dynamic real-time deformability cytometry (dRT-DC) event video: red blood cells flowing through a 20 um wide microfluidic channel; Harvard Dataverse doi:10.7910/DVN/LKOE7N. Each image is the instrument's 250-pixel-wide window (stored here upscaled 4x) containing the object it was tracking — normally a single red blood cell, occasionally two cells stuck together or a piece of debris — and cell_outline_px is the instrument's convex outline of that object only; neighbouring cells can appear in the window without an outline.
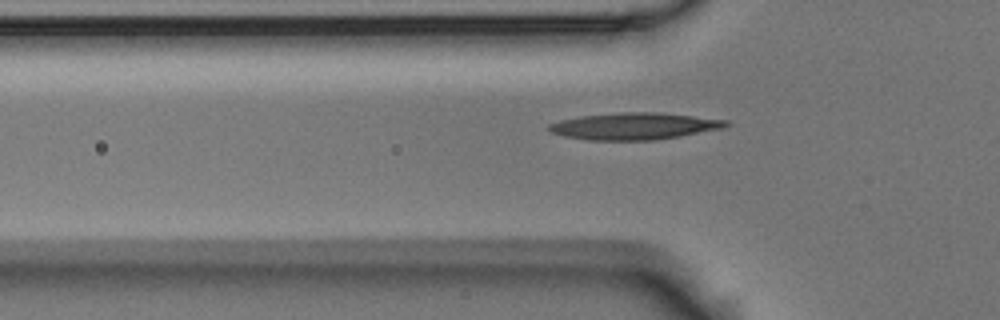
{"species": "Egyptian fruit bat (a non-hibernating species)", "species_latin": "Rousettus aegyptiacus", "temperature_condition": "room temperature", "stored_images_in_passage": 7, "camera_frame_rate_fps": 3000, "um_per_image_px": 0.085, "animal": {"sex": "male"}, "frame": {"image": 1, "passage_image": 4, "time_ms": 1.0, "image_size_px": [1000, 320], "cell_outline_px": [[732, 124], [724, 128], [680, 136], [652, 140], [588, 140], [564, 136], [548, 132], [548, 124], [560, 120], [580, 116], [620, 112], [660, 112], [728, 120]], "centroid_in_image_um": [53.91, 10.72], "position_along_channel_um": 71.9, "area_um2": 27.86}}
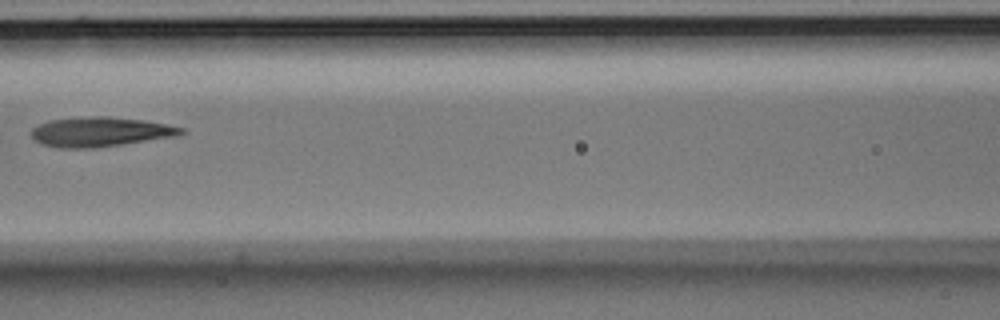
{"frame": {"image": 2, "passage_image": 6, "time_ms": 1.667, "image_size_px": [1000, 320], "cell_outline_px": [[184, 132], [176, 136], [96, 148], [56, 148], [40, 144], [32, 136], [32, 128], [48, 120], [96, 116], [104, 116], [144, 120], [184, 128]], "centroid_in_image_um": [8.49, 11.22], "position_along_channel_um": 158.1, "area_um2": 25.66}}
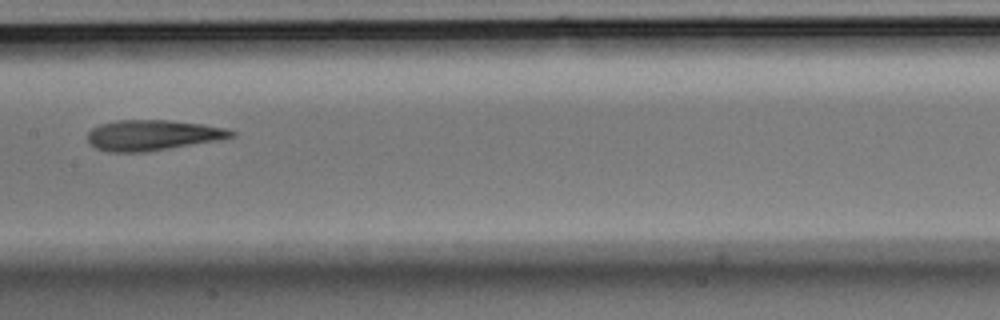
{"frame": {"image": 3, "passage_image": 7, "time_ms": 2.0, "image_size_px": [1000, 320], "cell_outline_px": [[236, 136], [216, 140], [144, 152], [108, 152], [96, 148], [88, 144], [88, 132], [92, 128], [100, 124], [116, 120], [168, 120], [204, 124], [224, 128], [236, 132]], "centroid_in_image_um": [12.92, 11.48], "position_along_channel_um": 194.5, "area_um2": 25.43}}